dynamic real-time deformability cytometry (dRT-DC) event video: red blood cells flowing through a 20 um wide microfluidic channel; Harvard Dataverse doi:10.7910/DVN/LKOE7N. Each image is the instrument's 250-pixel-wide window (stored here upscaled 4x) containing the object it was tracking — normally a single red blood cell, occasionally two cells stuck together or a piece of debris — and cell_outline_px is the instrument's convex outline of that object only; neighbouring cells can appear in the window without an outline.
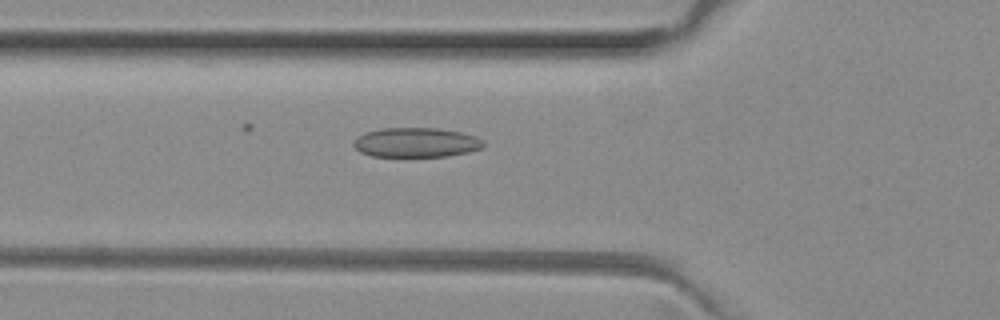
{"species": "common noctule bat (a hibernating species)", "species_latin": "Nyctalus noctula", "temperature_condition": "room temperature", "stored_images_in_passage": 35, "camera_frame_rate_fps": 3000, "um_per_image_px": 0.085, "animal": {"sex": "female", "body_mass_g": 29.2, "forearm_length_mm": 56.3}, "frame": {"image": 1, "passage_image": 13, "time_ms": 4.0, "image_size_px": [1000, 320], "cell_outline_px": [[484, 144], [480, 148], [468, 152], [448, 156], [372, 156], [360, 152], [352, 144], [356, 136], [364, 132], [380, 128], [440, 128], [460, 132], [476, 136], [484, 140]], "centroid_in_image_um": [35.34, 12.1], "position_along_channel_um": 90.5, "area_um2": 22.48}}
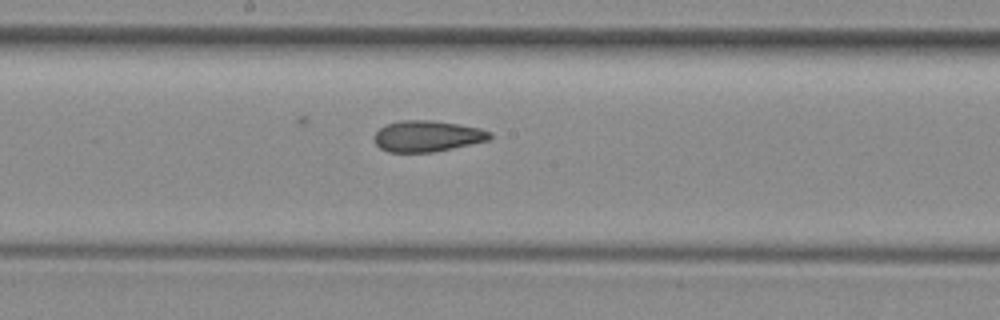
{"frame": {"image": 2, "passage_image": 22, "time_ms": 7.0, "image_size_px": [1000, 320], "cell_outline_px": [[492, 136], [488, 140], [432, 152], [388, 152], [380, 148], [376, 144], [376, 132], [380, 128], [388, 124], [400, 120], [428, 120], [456, 124], [480, 128], [492, 132]], "centroid_in_image_um": [36.32, 11.57], "position_along_channel_um": 211.9, "area_um2": 20.58}}
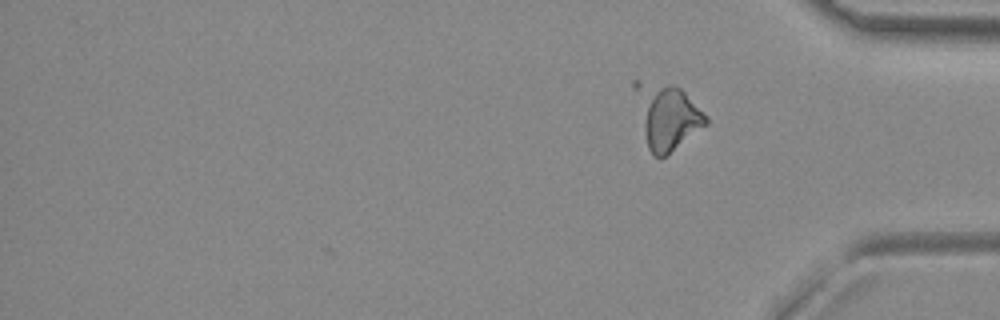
{"frame": {"image": 3, "passage_image": 35, "time_ms": 11.333, "image_size_px": [1000, 320], "cell_outline_px": [[708, 124], [660, 160], [652, 156], [648, 148], [632, 88], [632, 80], [640, 80], [680, 88], [708, 116]], "centroid_in_image_um": [56.66, 9.89], "position_along_channel_um": 378.5, "area_um2": 26.88}, "authors_computed_cell_mechanics": {"area_um2": 21.9062, "velocity_mm_per_s": 4.038, "shape_relaxation_time_tau1_ms": null, "shape_relaxation_time_tau2_ms": 3.089, "deformation_change_tau1": null, "deformation_change_tau2": 0.1058}}